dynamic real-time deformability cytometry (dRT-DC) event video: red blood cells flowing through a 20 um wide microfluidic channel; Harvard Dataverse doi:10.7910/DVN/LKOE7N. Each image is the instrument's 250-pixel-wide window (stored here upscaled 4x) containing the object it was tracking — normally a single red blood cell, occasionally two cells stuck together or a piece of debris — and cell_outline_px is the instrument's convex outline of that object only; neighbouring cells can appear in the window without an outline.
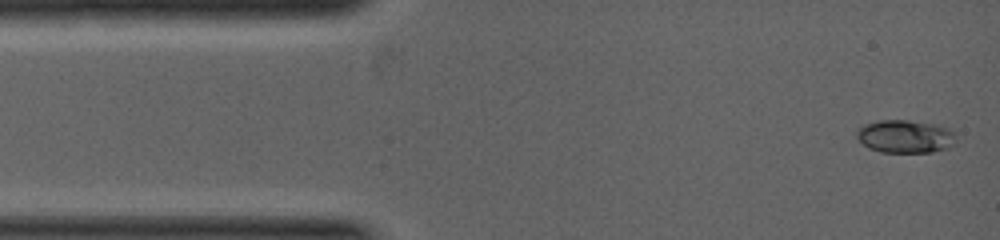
{"species": "common noctule bat (a hibernating species)", "species_latin": "Nyctalus noctula", "temperature_condition": "warm", "stored_images_in_passage": 10, "camera_frame_rate_fps": 5000, "um_per_image_px": 0.085, "animal": {"sex": "female", "body_mass_g": 19.0, "forearm_length_mm": 53.3}, "frame": {"image": 1, "passage_image": 1, "time_ms": 0.0, "image_size_px": [1000, 240], "cell_outline_px": [[956, 144], [948, 148], [932, 152], [880, 152], [868, 148], [856, 136], [856, 132], [864, 124], [880, 120], [908, 120], [936, 124], [948, 128], [956, 136]], "centroid_in_image_um": [76.97, 11.6], "position_along_channel_um": 8.0, "area_um2": 19.19}}
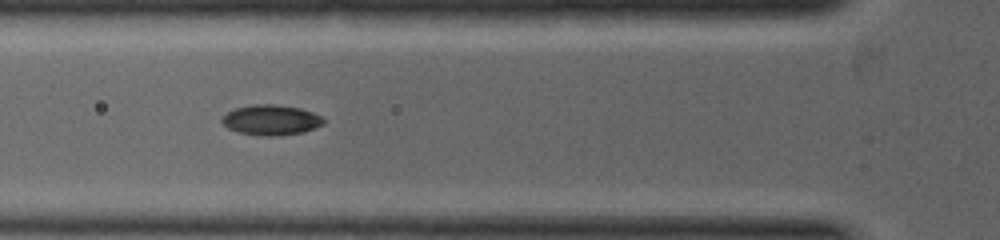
{"frame": {"image": 2, "passage_image": 7, "time_ms": 2.2, "image_size_px": [1000, 240], "cell_outline_px": [[324, 124], [316, 128], [304, 132], [280, 136], [260, 136], [240, 132], [228, 128], [220, 120], [228, 112], [236, 108], [252, 104], [276, 104], [300, 108], [312, 112], [320, 116], [324, 120]], "centroid_in_image_um": [23.07, 10.2], "position_along_channel_um": 102.7, "area_um2": 17.98}}
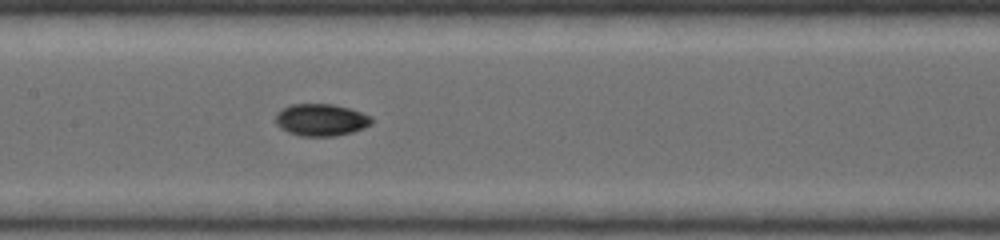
{"frame": {"image": 3, "passage_image": 10, "time_ms": 3.2, "image_size_px": [1000, 240], "cell_outline_px": [[372, 124], [364, 128], [352, 132], [336, 136], [300, 136], [288, 132], [280, 128], [276, 124], [276, 112], [280, 108], [292, 104], [332, 104], [348, 108], [372, 116]], "centroid_in_image_um": [27.27, 10.19], "position_along_channel_um": 180.1, "area_um2": 18.09}}